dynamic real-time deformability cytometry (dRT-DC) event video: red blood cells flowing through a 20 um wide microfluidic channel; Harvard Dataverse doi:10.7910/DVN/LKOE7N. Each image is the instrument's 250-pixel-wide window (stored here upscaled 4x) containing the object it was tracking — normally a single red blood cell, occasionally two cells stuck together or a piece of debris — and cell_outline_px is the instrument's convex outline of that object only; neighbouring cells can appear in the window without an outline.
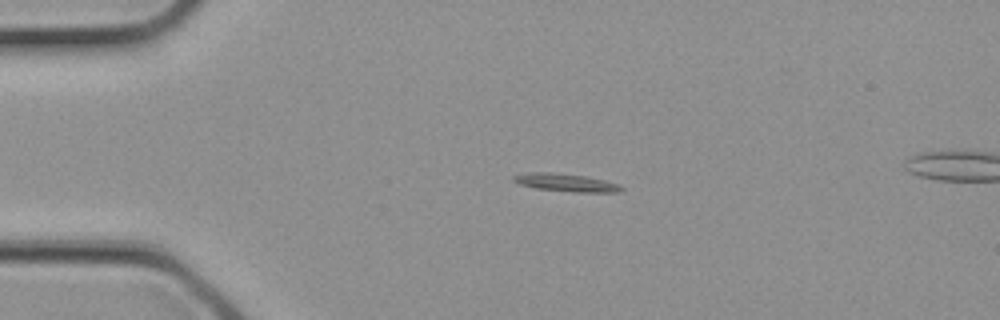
{"species": "common noctule bat (a hibernating species)", "species_latin": "Nyctalus noctula", "temperature_condition": "cold", "stored_images_in_passage": 3, "camera_frame_rate_fps": 3000, "um_per_image_px": 0.085, "animal": {"sex": "female", "body_mass_g": 21.9}, "frame": {"image": 1, "passage_image": 2, "time_ms": 0.333, "image_size_px": [1000, 320], "cell_outline_px": [[624, 188], [620, 192], [572, 192], [536, 188], [520, 184], [512, 180], [512, 176], [524, 172], [552, 172], [584, 176], [604, 180], [620, 184]], "centroid_in_image_um": [48.1, 15.51], "position_along_channel_um": 36.9, "area_um2": 11.27}}